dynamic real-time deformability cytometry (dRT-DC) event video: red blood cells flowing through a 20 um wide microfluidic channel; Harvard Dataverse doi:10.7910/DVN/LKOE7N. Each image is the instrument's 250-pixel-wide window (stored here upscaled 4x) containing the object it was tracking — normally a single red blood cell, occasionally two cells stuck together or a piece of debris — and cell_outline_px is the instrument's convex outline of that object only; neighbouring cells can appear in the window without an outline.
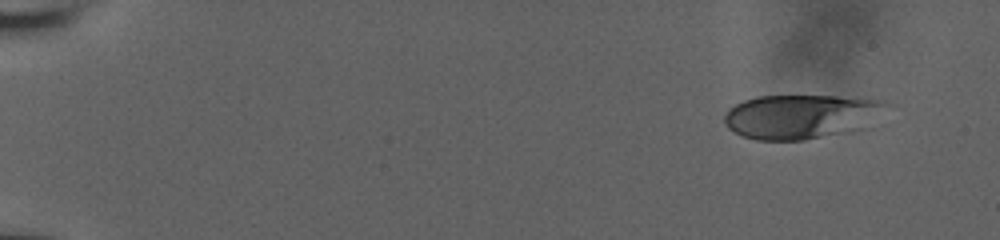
{"species": "human", "species_latin": "Homo sapiens", "temperature_condition": "room temperature", "stored_images_in_passage": 53, "camera_frame_rate_fps": 3000, "um_per_image_px": 0.085, "donor": {"sex": "male"}, "frame": {"image": 1, "passage_image": 1, "time_ms": 0.0, "image_size_px": [1000, 240], "cell_outline_px": [[884, 104], [836, 132], [804, 140], [756, 140], [744, 136], [728, 128], [724, 120], [724, 116], [728, 108], [744, 100], [756, 96], [836, 96], [872, 100]], "centroid_in_image_um": [67.6, 9.87], "position_along_channel_um": 17.4, "area_um2": 38.15}}
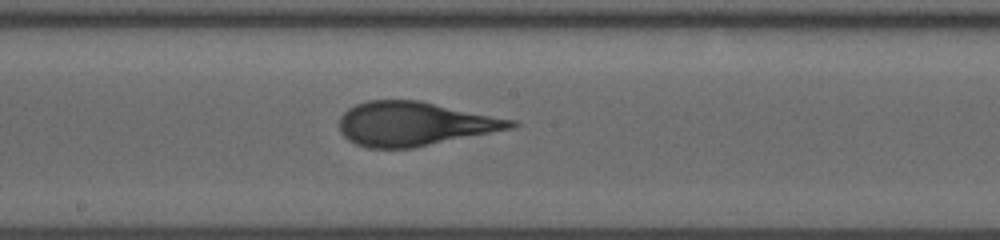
{"frame": {"image": 2, "passage_image": 29, "time_ms": 9.333, "image_size_px": [1000, 240], "cell_outline_px": [[520, 124], [512, 128], [412, 148], [368, 148], [356, 144], [348, 140], [340, 132], [340, 116], [348, 108], [356, 104], [368, 100], [420, 100], [516, 120]], "centroid_in_image_um": [35.21, 10.51], "position_along_channel_um": 213.0, "area_um2": 43.93}}
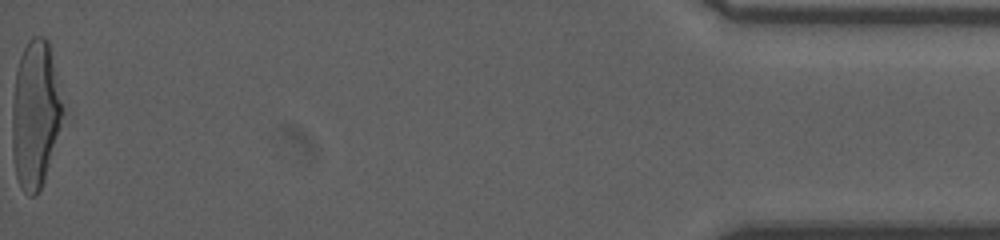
{"frame": {"image": 3, "passage_image": 53, "time_ms": 17.333, "image_size_px": [1000, 240], "cell_outline_px": [[64, 112], [60, 128], [44, 180], [36, 196], [28, 196], [20, 188], [16, 176], [12, 152], [12, 104], [16, 72], [20, 56], [28, 40], [32, 36], [44, 36], [48, 40], [64, 108]], "centroid_in_image_um": [2.99, 9.73], "position_along_channel_um": 432.2, "area_um2": 43.52}, "authors_computed_cell_mechanics": {"area_um2": 43.1766, "velocity_mm_per_s": 3.8244, "shape_relaxation_time_tau1_ms": 5.726, "shape_relaxation_time_tau2_ms": 0.8672, "deformation_change_tau1": 0.2301, "deformation_change_tau2": 0.0845}}